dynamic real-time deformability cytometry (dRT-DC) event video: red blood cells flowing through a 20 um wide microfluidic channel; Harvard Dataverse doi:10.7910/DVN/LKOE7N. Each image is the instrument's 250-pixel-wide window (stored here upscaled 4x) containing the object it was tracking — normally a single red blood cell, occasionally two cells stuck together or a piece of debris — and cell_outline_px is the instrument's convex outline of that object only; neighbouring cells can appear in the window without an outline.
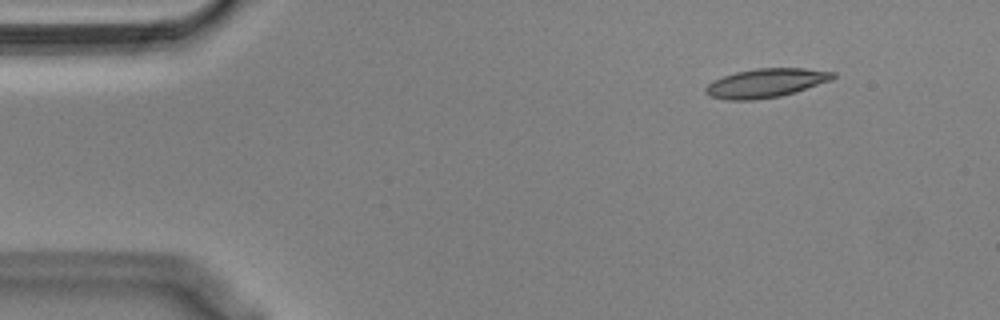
{"species": "Egyptian fruit bat (a non-hibernating species)", "species_latin": "Rousettus aegyptiacus", "temperature_condition": "cold", "stored_images_in_passage": 50, "camera_frame_rate_fps": 3000, "um_per_image_px": 0.085, "animal": {"sex": "male"}, "frame": {"image": 1, "passage_image": 1, "time_ms": 0.0, "image_size_px": [1000, 320], "cell_outline_px": [[836, 76], [832, 80], [796, 92], [780, 96], [752, 100], [728, 100], [712, 96], [704, 92], [704, 88], [712, 80], [736, 72], [756, 68], [804, 68], [836, 72]], "centroid_in_image_um": [65.12, 7.05], "position_along_channel_um": 19.9, "area_um2": 21.5}}
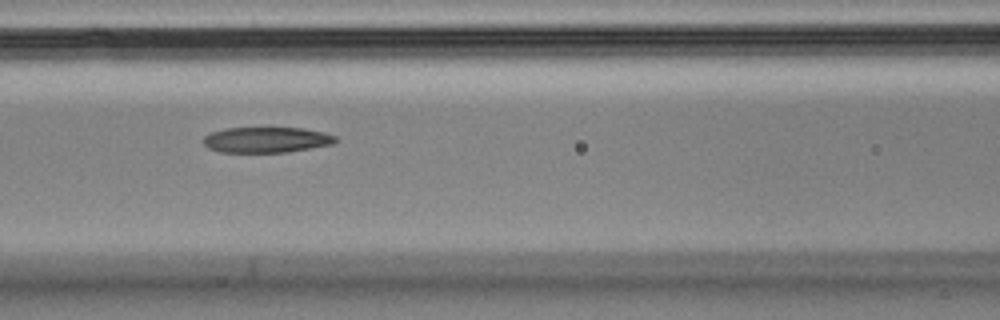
{"frame": {"image": 2, "passage_image": 18, "time_ms": 5.667, "image_size_px": [1000, 320], "cell_outline_px": [[340, 140], [332, 144], [288, 152], [220, 152], [208, 148], [204, 144], [204, 136], [212, 132], [224, 128], [304, 128], [324, 132], [336, 136]], "centroid_in_image_um": [22.67, 11.88], "position_along_channel_um": 143.9, "area_um2": 19.77}}
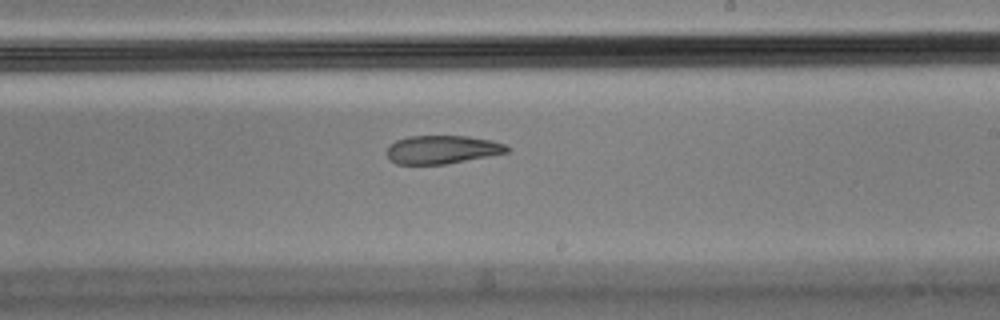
{"frame": {"image": 3, "passage_image": 27, "time_ms": 8.667, "image_size_px": [1000, 320], "cell_outline_px": [[512, 148], [508, 152], [488, 156], [444, 164], [396, 164], [388, 156], [388, 144], [396, 140], [408, 136], [468, 136], [492, 140], [504, 144]], "centroid_in_image_um": [37.59, 12.7], "position_along_channel_um": 251.4, "area_um2": 19.77}, "authors_computed_cell_mechanics": {"area_um2": 21.7617, "velocity_mm_per_s": 3.5936, "shape_relaxation_time_tau1_ms": null, "shape_relaxation_time_tau2_ms": 8.5046, "deformation_change_tau1": null, "deformation_change_tau2": 0.1743}}